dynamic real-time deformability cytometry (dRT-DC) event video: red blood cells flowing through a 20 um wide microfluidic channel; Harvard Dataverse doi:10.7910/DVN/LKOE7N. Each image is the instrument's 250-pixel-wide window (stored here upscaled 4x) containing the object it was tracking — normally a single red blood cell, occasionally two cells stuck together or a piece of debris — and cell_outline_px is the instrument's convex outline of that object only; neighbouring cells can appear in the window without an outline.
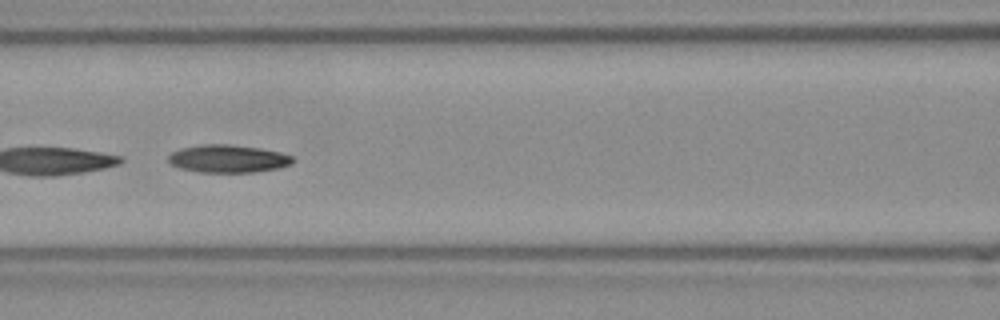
{"species": "Egyptian fruit bat (a non-hibernating species)", "species_latin": "Rousettus aegyptiacus", "temperature_condition": "room temperature", "stored_images_in_passage": 26, "segment_of_instrument_passage": [2, 2], "camera_frame_rate_fps": 3000, "um_per_image_px": 0.085, "frame": {"image": 1, "passage_image": 22, "time_ms": 7.0, "image_size_px": [1000, 320], "cell_outline_px": [[296, 160], [292, 164], [280, 168], [252, 172], [200, 172], [180, 168], [172, 164], [168, 160], [168, 156], [172, 152], [180, 148], [200, 144], [228, 144], [260, 148], [280, 152], [292, 156]], "centroid_in_image_um": [19.4, 13.48], "position_along_channel_um": 147.2, "area_um2": 20.23}}